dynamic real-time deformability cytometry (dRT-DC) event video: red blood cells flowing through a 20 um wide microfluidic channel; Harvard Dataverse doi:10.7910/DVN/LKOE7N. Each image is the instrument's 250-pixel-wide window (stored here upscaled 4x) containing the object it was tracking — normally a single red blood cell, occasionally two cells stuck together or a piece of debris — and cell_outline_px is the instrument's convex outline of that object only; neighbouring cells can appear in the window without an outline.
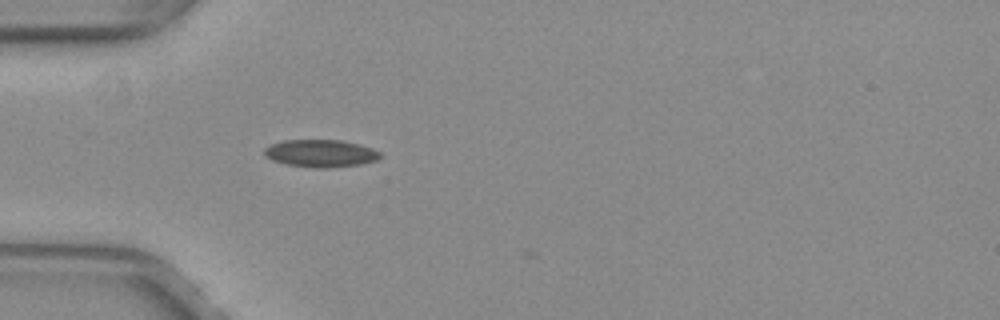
{"species": "common noctule bat (a hibernating species)", "species_latin": "Nyctalus noctula", "temperature_condition": "warm", "stored_images_in_passage": 3, "camera_frame_rate_fps": 3000, "um_per_image_px": 0.085, "animal": {"sex": "female", "body_mass_g": 29.2, "forearm_length_mm": 56.3}, "frame": {"image": 1, "passage_image": 1, "time_ms": 0.0, "image_size_px": [1000, 320], "cell_outline_px": [[384, 156], [376, 160], [360, 164], [328, 168], [316, 168], [288, 164], [272, 160], [264, 152], [264, 148], [272, 144], [284, 140], [340, 140], [372, 148], [380, 152]], "centroid_in_image_um": [27.29, 13.03], "position_along_channel_um": 57.7, "area_um2": 18.32}}